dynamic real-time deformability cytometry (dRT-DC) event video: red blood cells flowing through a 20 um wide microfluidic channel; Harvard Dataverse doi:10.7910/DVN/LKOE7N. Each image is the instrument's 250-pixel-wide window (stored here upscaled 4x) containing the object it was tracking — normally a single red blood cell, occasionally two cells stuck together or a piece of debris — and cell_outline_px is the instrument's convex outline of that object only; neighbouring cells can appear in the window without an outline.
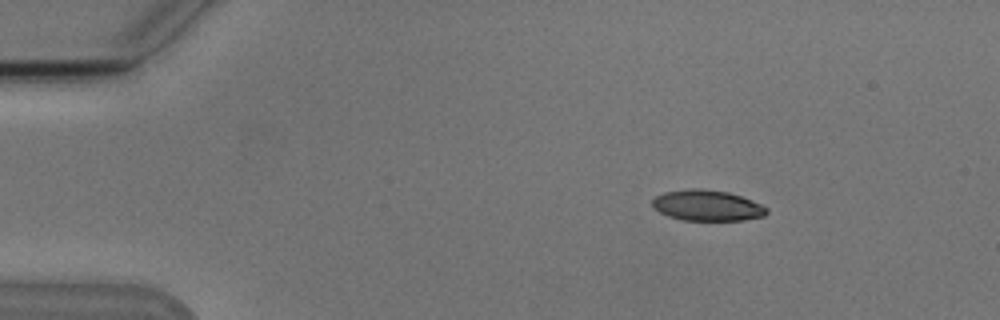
{"species": "Egyptian fruit bat (a non-hibernating species)", "species_latin": "Rousettus aegyptiacus", "temperature_condition": "cold", "stored_images_in_passage": 5, "camera_frame_rate_fps": 3000, "um_per_image_px": 0.085, "animal": {"sex": "male"}, "frame": {"image": 1, "passage_image": 2, "time_ms": 1.333, "image_size_px": [1000, 320], "cell_outline_px": [[768, 212], [764, 216], [744, 220], [684, 220], [668, 216], [652, 208], [652, 200], [656, 196], [664, 192], [688, 188], [700, 188], [728, 192], [752, 200], [768, 208]], "centroid_in_image_um": [60.09, 17.46], "position_along_channel_um": 24.9, "area_um2": 20.58}}